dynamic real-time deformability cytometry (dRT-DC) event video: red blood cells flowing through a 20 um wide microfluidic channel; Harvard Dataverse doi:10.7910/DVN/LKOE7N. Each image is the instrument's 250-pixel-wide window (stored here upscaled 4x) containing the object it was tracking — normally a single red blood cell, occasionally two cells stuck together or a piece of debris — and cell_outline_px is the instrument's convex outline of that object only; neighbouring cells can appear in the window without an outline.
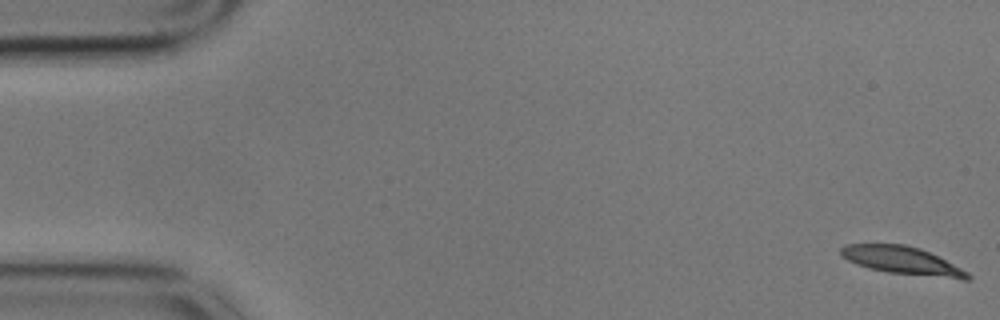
{"species": "common noctule bat (a hibernating species)", "species_latin": "Nyctalus noctula", "temperature_condition": "cold", "stored_images_in_passage": 33, "camera_frame_rate_fps": 3000, "um_per_image_px": 0.085, "animal": {"sex": "male", "body_mass_g": 17.9}, "frame": {"image": 1, "passage_image": 1, "time_ms": 0.0, "image_size_px": [1000, 320], "cell_outline_px": [[972, 280], [964, 280], [888, 272], [868, 268], [856, 264], [840, 256], [840, 248], [844, 244], [904, 244], [920, 248], [968, 272], [972, 276]], "centroid_in_image_um": [76.66, 22.15], "position_along_channel_um": 8.3, "area_um2": 20.46}}
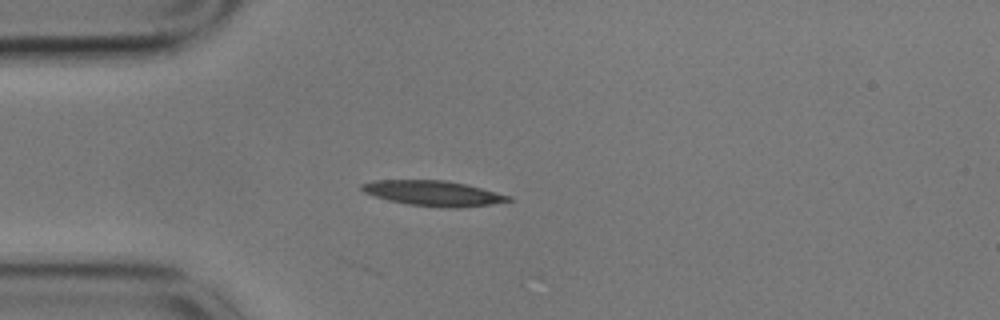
{"frame": {"image": 2, "passage_image": 15, "time_ms": 4.667, "image_size_px": [1000, 320], "cell_outline_px": [[512, 200], [492, 204], [460, 208], [440, 208], [408, 204], [388, 200], [364, 192], [360, 188], [360, 184], [372, 180], [444, 180], [468, 184], [512, 196]], "centroid_in_image_um": [36.85, 16.43], "position_along_channel_um": 48.1, "area_um2": 21.79}}
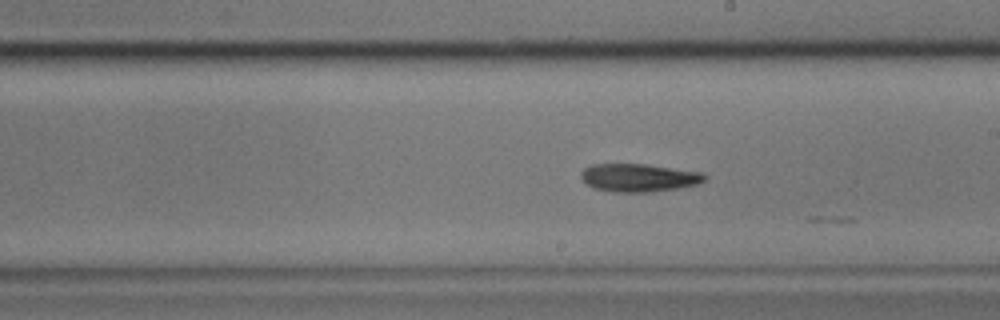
{"frame": {"image": 3, "passage_image": 32, "time_ms": 10.333, "image_size_px": [1000, 320], "cell_outline_px": [[708, 176], [700, 184], [676, 188], [648, 192], [616, 192], [592, 188], [580, 176], [580, 172], [584, 168], [592, 164], [648, 164], [704, 172]], "centroid_in_image_um": [54.33, 15.09], "position_along_channel_um": 234.7, "area_um2": 20.35}}